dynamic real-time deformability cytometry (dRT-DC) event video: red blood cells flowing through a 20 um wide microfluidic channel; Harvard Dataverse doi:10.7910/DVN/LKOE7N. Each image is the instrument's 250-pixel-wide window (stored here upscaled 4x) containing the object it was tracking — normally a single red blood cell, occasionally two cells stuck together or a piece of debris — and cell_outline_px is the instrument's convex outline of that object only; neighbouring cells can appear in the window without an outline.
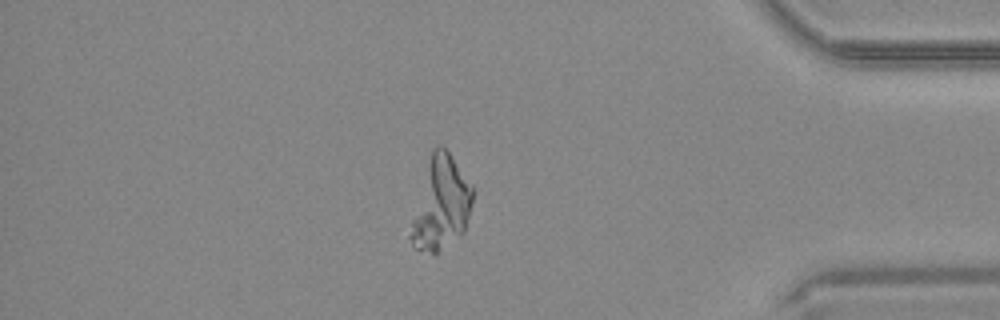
{"species": "common noctule bat (a hibernating species)", "species_latin": "Nyctalus noctula", "temperature_condition": "warm", "stored_images_in_passage": 50, "camera_frame_rate_fps": 3000, "um_per_image_px": 0.085, "animal": {"sex": "male", "body_mass_g": 20.4}, "frame": {"image": 1, "passage_image": 43, "time_ms": 14.0, "image_size_px": [1000, 320], "cell_outline_px": [[472, 200], [464, 232], [436, 256], [416, 248], [412, 244], [408, 236], [412, 220], [432, 148], [436, 144], [440, 144], [448, 152], [472, 188]], "centroid_in_image_um": [37.45, 17.38], "position_along_channel_um": 397.7, "area_um2": 32.71}}